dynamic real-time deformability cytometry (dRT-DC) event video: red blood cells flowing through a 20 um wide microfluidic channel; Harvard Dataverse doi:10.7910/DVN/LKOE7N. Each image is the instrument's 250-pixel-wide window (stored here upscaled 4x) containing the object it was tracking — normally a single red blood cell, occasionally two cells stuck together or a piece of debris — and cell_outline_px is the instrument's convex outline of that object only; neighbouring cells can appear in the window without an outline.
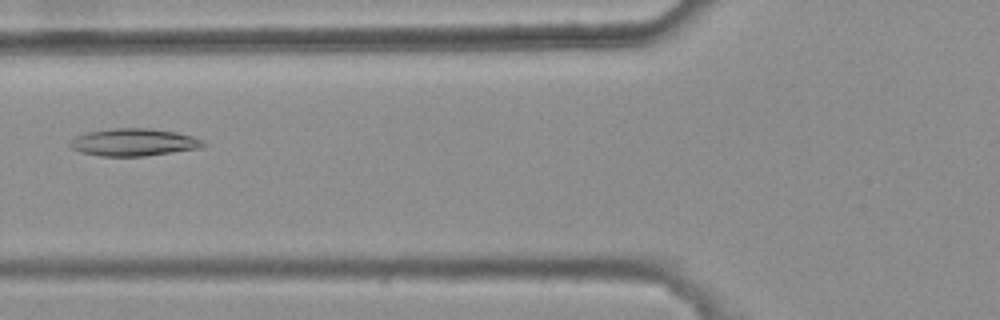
{"species": "common noctule bat (a hibernating species)", "species_latin": "Nyctalus noctula", "temperature_condition": "warm", "stored_images_in_passage": 6, "camera_frame_rate_fps": 3000, "um_per_image_px": 0.085, "animal": {"sex": "female", "body_mass_g": 25.1}, "frame": {"image": 1, "passage_image": 6, "time_ms": 1.667, "image_size_px": [1000, 320], "cell_outline_px": [[208, 144], [200, 148], [144, 156], [100, 156], [80, 152], [72, 148], [68, 144], [76, 136], [88, 132], [112, 128], [148, 128], [176, 132], [192, 136], [204, 140]], "centroid_in_image_um": [11.39, 12.09], "position_along_channel_um": 114.4, "area_um2": 21.27}}